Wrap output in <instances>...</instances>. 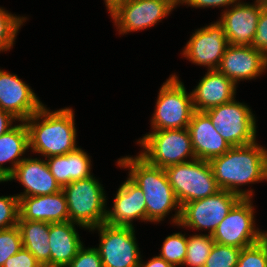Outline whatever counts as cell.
Segmentation results:
<instances>
[{"label":"cell","instance_id":"cell-1","mask_svg":"<svg viewBox=\"0 0 267 267\" xmlns=\"http://www.w3.org/2000/svg\"><path fill=\"white\" fill-rule=\"evenodd\" d=\"M209 163L219 188L242 198H251L253 191H242L238 186L267 180V150L256 142L233 146Z\"/></svg>","mask_w":267,"mask_h":267},{"label":"cell","instance_id":"cell-2","mask_svg":"<svg viewBox=\"0 0 267 267\" xmlns=\"http://www.w3.org/2000/svg\"><path fill=\"white\" fill-rule=\"evenodd\" d=\"M120 167L129 168V178L143 191L146 202V221L159 222L177 209L174 224L178 225L181 213L179 204L167 174L163 168L149 164L140 155L119 159Z\"/></svg>","mask_w":267,"mask_h":267},{"label":"cell","instance_id":"cell-3","mask_svg":"<svg viewBox=\"0 0 267 267\" xmlns=\"http://www.w3.org/2000/svg\"><path fill=\"white\" fill-rule=\"evenodd\" d=\"M24 122L32 151L49 158L77 149L74 113L71 108L50 112L43 105Z\"/></svg>","mask_w":267,"mask_h":267},{"label":"cell","instance_id":"cell-4","mask_svg":"<svg viewBox=\"0 0 267 267\" xmlns=\"http://www.w3.org/2000/svg\"><path fill=\"white\" fill-rule=\"evenodd\" d=\"M103 187L93 175L72 181L62 187L69 211V221L83 228L94 230L105 223L106 196Z\"/></svg>","mask_w":267,"mask_h":267},{"label":"cell","instance_id":"cell-5","mask_svg":"<svg viewBox=\"0 0 267 267\" xmlns=\"http://www.w3.org/2000/svg\"><path fill=\"white\" fill-rule=\"evenodd\" d=\"M164 170L181 206L212 196L221 190L214 178L209 161L196 158L185 163L171 165Z\"/></svg>","mask_w":267,"mask_h":267},{"label":"cell","instance_id":"cell-6","mask_svg":"<svg viewBox=\"0 0 267 267\" xmlns=\"http://www.w3.org/2000/svg\"><path fill=\"white\" fill-rule=\"evenodd\" d=\"M146 150L140 153L149 164L165 169L196 159L188 128L154 130L138 142Z\"/></svg>","mask_w":267,"mask_h":267},{"label":"cell","instance_id":"cell-7","mask_svg":"<svg viewBox=\"0 0 267 267\" xmlns=\"http://www.w3.org/2000/svg\"><path fill=\"white\" fill-rule=\"evenodd\" d=\"M192 94H188L176 75L160 88L151 124L154 130L185 129L194 113Z\"/></svg>","mask_w":267,"mask_h":267},{"label":"cell","instance_id":"cell-8","mask_svg":"<svg viewBox=\"0 0 267 267\" xmlns=\"http://www.w3.org/2000/svg\"><path fill=\"white\" fill-rule=\"evenodd\" d=\"M215 130L233 147L254 143L256 140V121L251 109L232 100L204 111Z\"/></svg>","mask_w":267,"mask_h":267},{"label":"cell","instance_id":"cell-9","mask_svg":"<svg viewBox=\"0 0 267 267\" xmlns=\"http://www.w3.org/2000/svg\"><path fill=\"white\" fill-rule=\"evenodd\" d=\"M250 199L241 198L219 223L212 234L215 243L242 249L260 242L266 236V232L255 229Z\"/></svg>","mask_w":267,"mask_h":267},{"label":"cell","instance_id":"cell-10","mask_svg":"<svg viewBox=\"0 0 267 267\" xmlns=\"http://www.w3.org/2000/svg\"><path fill=\"white\" fill-rule=\"evenodd\" d=\"M241 198L233 192L220 190L212 196L183 204L178 225L197 230L209 229V235H212Z\"/></svg>","mask_w":267,"mask_h":267},{"label":"cell","instance_id":"cell-11","mask_svg":"<svg viewBox=\"0 0 267 267\" xmlns=\"http://www.w3.org/2000/svg\"><path fill=\"white\" fill-rule=\"evenodd\" d=\"M95 228L100 231V244L96 249L103 267H139L141 257L134 227L102 223Z\"/></svg>","mask_w":267,"mask_h":267},{"label":"cell","instance_id":"cell-12","mask_svg":"<svg viewBox=\"0 0 267 267\" xmlns=\"http://www.w3.org/2000/svg\"><path fill=\"white\" fill-rule=\"evenodd\" d=\"M179 3L176 0H126L112 15L119 33L154 26Z\"/></svg>","mask_w":267,"mask_h":267},{"label":"cell","instance_id":"cell-13","mask_svg":"<svg viewBox=\"0 0 267 267\" xmlns=\"http://www.w3.org/2000/svg\"><path fill=\"white\" fill-rule=\"evenodd\" d=\"M228 45L224 28L217 21L193 33L183 54L195 64L208 66V70H216Z\"/></svg>","mask_w":267,"mask_h":267},{"label":"cell","instance_id":"cell-14","mask_svg":"<svg viewBox=\"0 0 267 267\" xmlns=\"http://www.w3.org/2000/svg\"><path fill=\"white\" fill-rule=\"evenodd\" d=\"M265 6L263 0H256L253 5L238 2L232 9L223 11L218 22L223 26L229 44L251 46L261 10Z\"/></svg>","mask_w":267,"mask_h":267},{"label":"cell","instance_id":"cell-15","mask_svg":"<svg viewBox=\"0 0 267 267\" xmlns=\"http://www.w3.org/2000/svg\"><path fill=\"white\" fill-rule=\"evenodd\" d=\"M43 106L32 89L17 75L0 69V109L25 121Z\"/></svg>","mask_w":267,"mask_h":267},{"label":"cell","instance_id":"cell-16","mask_svg":"<svg viewBox=\"0 0 267 267\" xmlns=\"http://www.w3.org/2000/svg\"><path fill=\"white\" fill-rule=\"evenodd\" d=\"M267 68V59L252 46L229 44L216 69L235 84L260 76Z\"/></svg>","mask_w":267,"mask_h":267},{"label":"cell","instance_id":"cell-17","mask_svg":"<svg viewBox=\"0 0 267 267\" xmlns=\"http://www.w3.org/2000/svg\"><path fill=\"white\" fill-rule=\"evenodd\" d=\"M14 179L25 187L24 193L17 195L19 199L27 196H44L62 190L50 173L47 162L37 158H23L6 181Z\"/></svg>","mask_w":267,"mask_h":267},{"label":"cell","instance_id":"cell-18","mask_svg":"<svg viewBox=\"0 0 267 267\" xmlns=\"http://www.w3.org/2000/svg\"><path fill=\"white\" fill-rule=\"evenodd\" d=\"M195 157L210 161L223 155L232 146L215 130L204 111H194L188 125Z\"/></svg>","mask_w":267,"mask_h":267},{"label":"cell","instance_id":"cell-19","mask_svg":"<svg viewBox=\"0 0 267 267\" xmlns=\"http://www.w3.org/2000/svg\"><path fill=\"white\" fill-rule=\"evenodd\" d=\"M133 219L146 221V202L143 191L130 179L118 189L111 211H106L105 223L130 226Z\"/></svg>","mask_w":267,"mask_h":267},{"label":"cell","instance_id":"cell-20","mask_svg":"<svg viewBox=\"0 0 267 267\" xmlns=\"http://www.w3.org/2000/svg\"><path fill=\"white\" fill-rule=\"evenodd\" d=\"M18 220L61 223L69 221V211L64 192L44 196H27L19 199Z\"/></svg>","mask_w":267,"mask_h":267},{"label":"cell","instance_id":"cell-21","mask_svg":"<svg viewBox=\"0 0 267 267\" xmlns=\"http://www.w3.org/2000/svg\"><path fill=\"white\" fill-rule=\"evenodd\" d=\"M236 84L217 70H208L191 92L195 111H206L212 107L234 100Z\"/></svg>","mask_w":267,"mask_h":267},{"label":"cell","instance_id":"cell-22","mask_svg":"<svg viewBox=\"0 0 267 267\" xmlns=\"http://www.w3.org/2000/svg\"><path fill=\"white\" fill-rule=\"evenodd\" d=\"M74 224L49 223L50 267H66L83 246Z\"/></svg>","mask_w":267,"mask_h":267},{"label":"cell","instance_id":"cell-23","mask_svg":"<svg viewBox=\"0 0 267 267\" xmlns=\"http://www.w3.org/2000/svg\"><path fill=\"white\" fill-rule=\"evenodd\" d=\"M27 149H29L28 130L24 121L0 136V182L6 181L14 172L23 160L20 156ZM8 161L12 162V167H3V163Z\"/></svg>","mask_w":267,"mask_h":267},{"label":"cell","instance_id":"cell-24","mask_svg":"<svg viewBox=\"0 0 267 267\" xmlns=\"http://www.w3.org/2000/svg\"><path fill=\"white\" fill-rule=\"evenodd\" d=\"M22 246L31 252L43 267H50L49 223L18 220Z\"/></svg>","mask_w":267,"mask_h":267},{"label":"cell","instance_id":"cell-25","mask_svg":"<svg viewBox=\"0 0 267 267\" xmlns=\"http://www.w3.org/2000/svg\"><path fill=\"white\" fill-rule=\"evenodd\" d=\"M212 235L196 234L187 238V251L183 265L204 267L214 245Z\"/></svg>","mask_w":267,"mask_h":267},{"label":"cell","instance_id":"cell-26","mask_svg":"<svg viewBox=\"0 0 267 267\" xmlns=\"http://www.w3.org/2000/svg\"><path fill=\"white\" fill-rule=\"evenodd\" d=\"M186 251L187 237L181 233H174L165 238L159 256L173 267H176L177 265H183Z\"/></svg>","mask_w":267,"mask_h":267},{"label":"cell","instance_id":"cell-27","mask_svg":"<svg viewBox=\"0 0 267 267\" xmlns=\"http://www.w3.org/2000/svg\"><path fill=\"white\" fill-rule=\"evenodd\" d=\"M24 20V17L14 16L0 8V51H7L13 46L18 29Z\"/></svg>","mask_w":267,"mask_h":267},{"label":"cell","instance_id":"cell-28","mask_svg":"<svg viewBox=\"0 0 267 267\" xmlns=\"http://www.w3.org/2000/svg\"><path fill=\"white\" fill-rule=\"evenodd\" d=\"M90 165L89 156L81 148L67 153L68 184L92 176Z\"/></svg>","mask_w":267,"mask_h":267},{"label":"cell","instance_id":"cell-29","mask_svg":"<svg viewBox=\"0 0 267 267\" xmlns=\"http://www.w3.org/2000/svg\"><path fill=\"white\" fill-rule=\"evenodd\" d=\"M241 249L214 243L204 267H236Z\"/></svg>","mask_w":267,"mask_h":267},{"label":"cell","instance_id":"cell-30","mask_svg":"<svg viewBox=\"0 0 267 267\" xmlns=\"http://www.w3.org/2000/svg\"><path fill=\"white\" fill-rule=\"evenodd\" d=\"M236 267H267V232L260 242L241 249Z\"/></svg>","mask_w":267,"mask_h":267},{"label":"cell","instance_id":"cell-31","mask_svg":"<svg viewBox=\"0 0 267 267\" xmlns=\"http://www.w3.org/2000/svg\"><path fill=\"white\" fill-rule=\"evenodd\" d=\"M22 247L21 234L17 225L0 230V267Z\"/></svg>","mask_w":267,"mask_h":267},{"label":"cell","instance_id":"cell-32","mask_svg":"<svg viewBox=\"0 0 267 267\" xmlns=\"http://www.w3.org/2000/svg\"><path fill=\"white\" fill-rule=\"evenodd\" d=\"M20 216L18 196L0 197V230L17 225Z\"/></svg>","mask_w":267,"mask_h":267},{"label":"cell","instance_id":"cell-33","mask_svg":"<svg viewBox=\"0 0 267 267\" xmlns=\"http://www.w3.org/2000/svg\"><path fill=\"white\" fill-rule=\"evenodd\" d=\"M66 267H103V265L96 248L85 249L82 246Z\"/></svg>","mask_w":267,"mask_h":267},{"label":"cell","instance_id":"cell-34","mask_svg":"<svg viewBox=\"0 0 267 267\" xmlns=\"http://www.w3.org/2000/svg\"><path fill=\"white\" fill-rule=\"evenodd\" d=\"M50 173L61 187L68 184L67 153L47 158Z\"/></svg>","mask_w":267,"mask_h":267},{"label":"cell","instance_id":"cell-35","mask_svg":"<svg viewBox=\"0 0 267 267\" xmlns=\"http://www.w3.org/2000/svg\"><path fill=\"white\" fill-rule=\"evenodd\" d=\"M251 46L258 49L267 59V6L261 10L257 23L256 34Z\"/></svg>","mask_w":267,"mask_h":267},{"label":"cell","instance_id":"cell-36","mask_svg":"<svg viewBox=\"0 0 267 267\" xmlns=\"http://www.w3.org/2000/svg\"><path fill=\"white\" fill-rule=\"evenodd\" d=\"M2 267H43L34 257V255L21 248L15 255L9 257Z\"/></svg>","mask_w":267,"mask_h":267},{"label":"cell","instance_id":"cell-37","mask_svg":"<svg viewBox=\"0 0 267 267\" xmlns=\"http://www.w3.org/2000/svg\"><path fill=\"white\" fill-rule=\"evenodd\" d=\"M238 0H181L179 2L184 4H188L189 6L192 7H221V6H228V5H233L235 2L237 3Z\"/></svg>","mask_w":267,"mask_h":267},{"label":"cell","instance_id":"cell-38","mask_svg":"<svg viewBox=\"0 0 267 267\" xmlns=\"http://www.w3.org/2000/svg\"><path fill=\"white\" fill-rule=\"evenodd\" d=\"M16 119L9 112L0 109V136L14 127L12 126V120L15 121Z\"/></svg>","mask_w":267,"mask_h":267},{"label":"cell","instance_id":"cell-39","mask_svg":"<svg viewBox=\"0 0 267 267\" xmlns=\"http://www.w3.org/2000/svg\"><path fill=\"white\" fill-rule=\"evenodd\" d=\"M139 267H173V266L160 256H155L149 261H147V263L145 264L142 263V261H140Z\"/></svg>","mask_w":267,"mask_h":267},{"label":"cell","instance_id":"cell-40","mask_svg":"<svg viewBox=\"0 0 267 267\" xmlns=\"http://www.w3.org/2000/svg\"><path fill=\"white\" fill-rule=\"evenodd\" d=\"M110 15H112L126 0H104Z\"/></svg>","mask_w":267,"mask_h":267},{"label":"cell","instance_id":"cell-41","mask_svg":"<svg viewBox=\"0 0 267 267\" xmlns=\"http://www.w3.org/2000/svg\"><path fill=\"white\" fill-rule=\"evenodd\" d=\"M263 3L267 6V0H263Z\"/></svg>","mask_w":267,"mask_h":267}]
</instances>
